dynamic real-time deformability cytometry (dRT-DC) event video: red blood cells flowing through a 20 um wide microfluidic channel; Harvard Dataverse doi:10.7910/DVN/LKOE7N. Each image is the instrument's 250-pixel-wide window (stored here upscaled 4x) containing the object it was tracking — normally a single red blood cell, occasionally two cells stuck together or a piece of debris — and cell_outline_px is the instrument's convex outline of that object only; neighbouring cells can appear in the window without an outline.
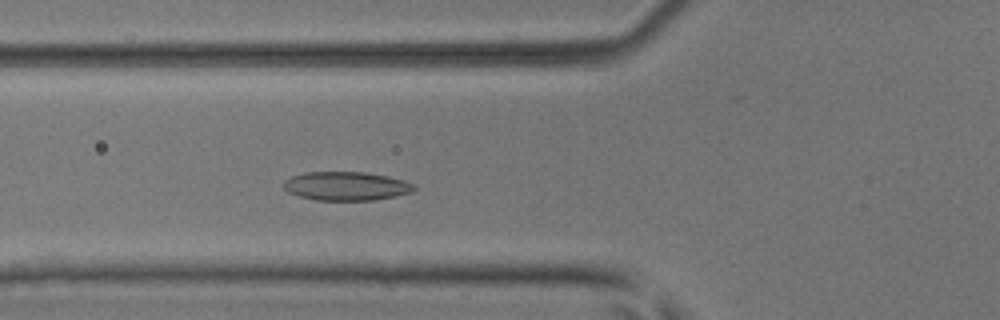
{"species": "common noctule bat (a hibernating species)", "species_latin": "Nyctalus noctula", "temperature_condition": "room temperature", "stored_images_in_passage": 35, "camera_frame_rate_fps": 3000, "um_per_image_px": 0.085, "animal": {"sex": "male", "body_mass_g": 17.9, "forearm_length_mm": 54.2}, "frame": {"image": 1, "passage_image": 6, "time_ms": 1.667, "image_size_px": [1000, 320], "cell_outline_px": [[416, 188], [412, 192], [372, 200], [316, 200], [300, 196], [288, 192], [284, 188], [284, 180], [292, 176], [304, 172], [364, 172], [388, 176], [404, 180], [416, 184]], "centroid_in_image_um": [29.44, 15.81], "position_along_channel_um": 96.4, "area_um2": 21.79}}
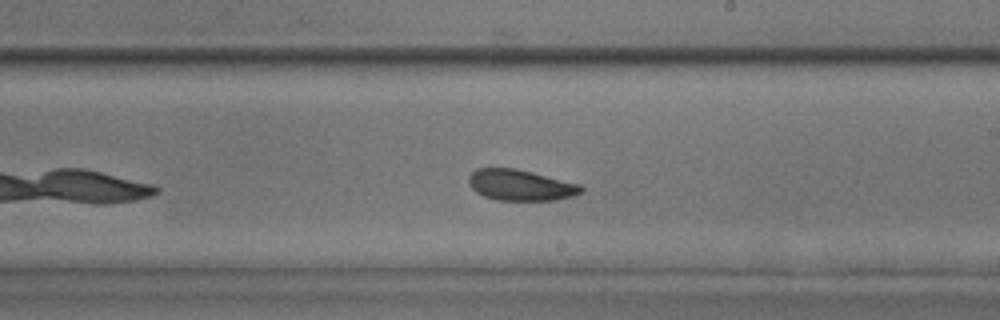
{"frame": {"image": 2, "passage_image": 17, "time_ms": 5.333, "image_size_px": [1000, 320], "cell_outline_px": [[584, 192], [572, 196], [556, 200], [496, 200], [484, 196], [476, 192], [468, 184], [468, 176], [476, 168], [516, 168], [580, 184], [584, 188]], "centroid_in_image_um": [44.24, 15.73], "position_along_channel_um": 244.8, "area_um2": 20.4}}
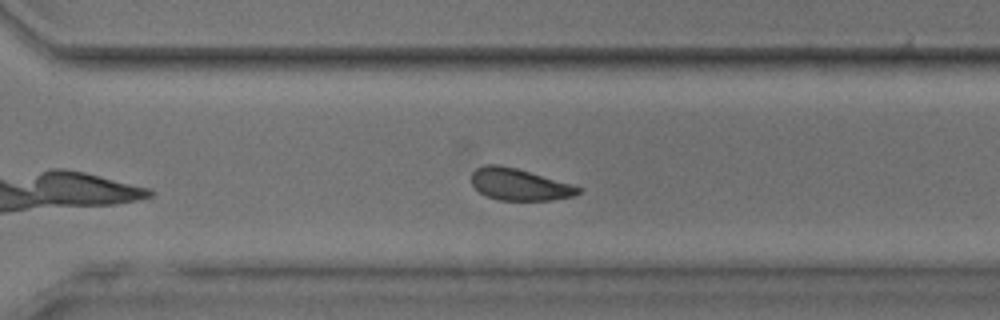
{"frame": {"image": 3, "passage_image": 23, "time_ms": 7.333, "image_size_px": [1000, 320], "cell_outline_px": [[584, 188], [580, 192], [572, 196], [552, 200], [496, 200], [484, 196], [472, 184], [472, 172], [476, 168], [484, 164], [500, 164], [516, 168], [572, 184]], "centroid_in_image_um": [44.13, 15.68], "position_along_channel_um": 326.5, "area_um2": 19.88}, "authors_computed_cell_mechanics": {"area_um2": 20.7502, "velocity_mm_per_s": 4.07, "shape_relaxation_time_tau1_ms": 3.8879, "shape_relaxation_time_tau2_ms": 3.4817, "deformation_change_tau1": 0.0968, "deformation_change_tau2": 0.1035}}